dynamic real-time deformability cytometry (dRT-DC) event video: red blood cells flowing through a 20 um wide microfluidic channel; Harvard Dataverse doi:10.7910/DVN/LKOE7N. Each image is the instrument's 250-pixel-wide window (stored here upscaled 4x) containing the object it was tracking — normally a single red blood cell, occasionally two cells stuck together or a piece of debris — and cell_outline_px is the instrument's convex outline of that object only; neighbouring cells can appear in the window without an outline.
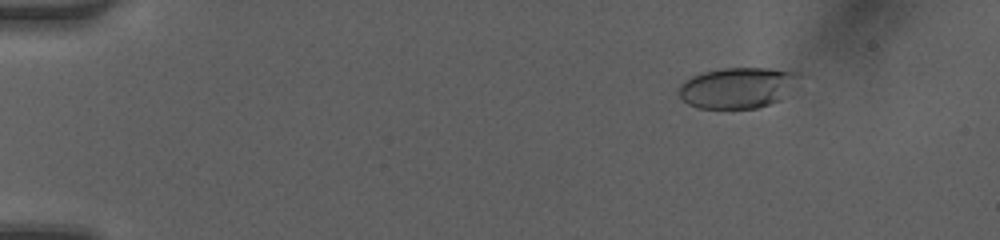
{"species": "human", "species_latin": "Homo sapiens", "temperature_condition": "room temperature", "stored_images_in_passage": 44, "camera_frame_rate_fps": 3000, "um_per_image_px": 0.085, "donor": {"sex": "female"}, "frame": {"image": 1, "passage_image": 1, "time_ms": 0.0, "image_size_px": [1000, 240], "cell_outline_px": [[812, 76], [780, 100], [756, 108], [700, 108], [688, 104], [680, 96], [680, 84], [684, 80], [692, 76], [704, 72], [724, 68], [792, 68], [804, 72]], "centroid_in_image_um": [62.95, 7.41], "position_along_channel_um": 22.0, "area_um2": 29.88}}
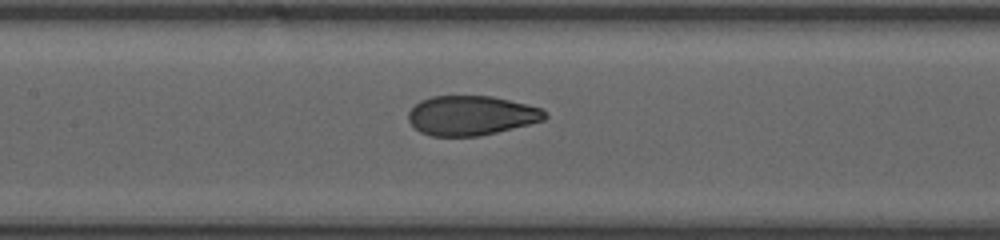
{"frame": {"image": 2, "passage_image": 19, "time_ms": 6.0, "image_size_px": [1000, 240], "cell_outline_px": [[548, 116], [544, 120], [480, 136], [432, 136], [420, 132], [408, 120], [408, 112], [420, 100], [432, 96], [492, 96], [540, 108]], "centroid_in_image_um": [40.01, 9.82], "position_along_channel_um": 167.4, "area_um2": 31.15}}
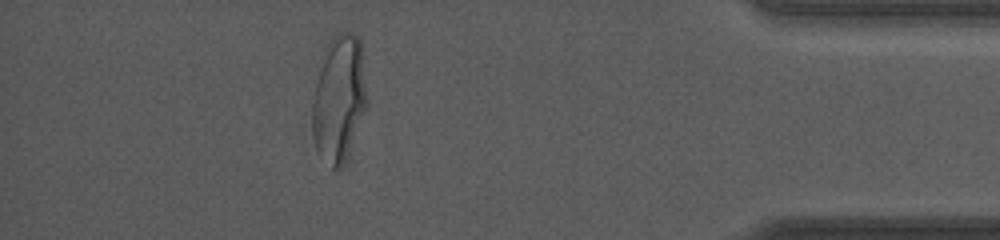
{"frame": {"image": 3, "passage_image": 39, "time_ms": 12.667, "image_size_px": [1000, 240], "cell_outline_px": [[368, 108], [340, 168], [332, 168], [316, 148], [312, 132], [312, 104], [316, 84], [324, 48], [340, 32], [352, 32], [360, 40], [368, 100]], "centroid_in_image_um": [28.83, 8.35], "position_along_channel_um": 406.4, "area_um2": 39.88}, "authors_computed_cell_mechanics": {"area_um2": 32.4547, "velocity_mm_per_s": 4.189, "shape_relaxation_time_tau1_ms": 4.9262, "shape_relaxation_time_tau2_ms": null, "deformation_change_tau1": 0.2048, "deformation_change_tau2": null}}